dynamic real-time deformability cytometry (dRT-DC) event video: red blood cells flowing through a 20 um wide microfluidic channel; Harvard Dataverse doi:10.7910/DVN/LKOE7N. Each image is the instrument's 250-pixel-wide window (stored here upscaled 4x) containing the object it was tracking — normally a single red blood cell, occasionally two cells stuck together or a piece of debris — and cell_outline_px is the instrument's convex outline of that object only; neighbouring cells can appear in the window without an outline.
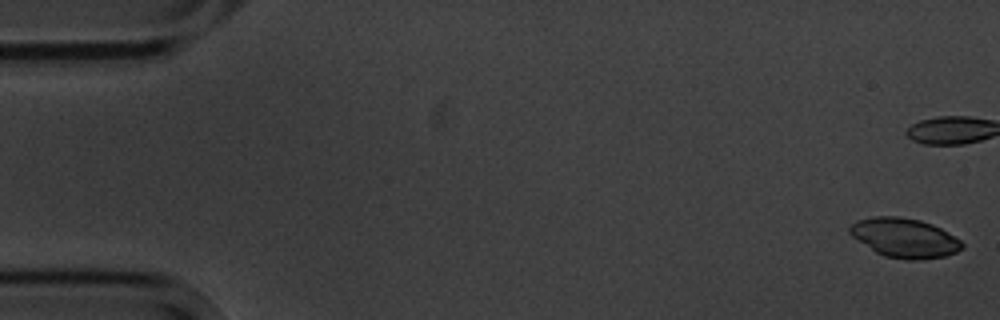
{"species": "common noctule bat (a hibernating species)", "species_latin": "Nyctalus noctula", "temperature_condition": "cold", "stored_images_in_passage": 7, "camera_frame_rate_fps": 3000, "um_per_image_px": 0.085, "animal": {"sex": "male", "body_mass_g": 20.1, "forearm_length_mm": 53.5}, "frame": {"image": 1, "passage_image": 1, "time_ms": 0.0, "image_size_px": [1000, 320], "cell_outline_px": [[964, 248], [956, 252], [944, 256], [920, 260], [908, 260], [884, 256], [876, 252], [852, 236], [848, 232], [848, 228], [856, 220], [872, 216], [896, 216], [920, 220], [932, 224], [940, 228], [960, 240], [964, 244]], "centroid_in_image_um": [76.87, 20.21], "position_along_channel_um": 8.1, "area_um2": 25.72}}
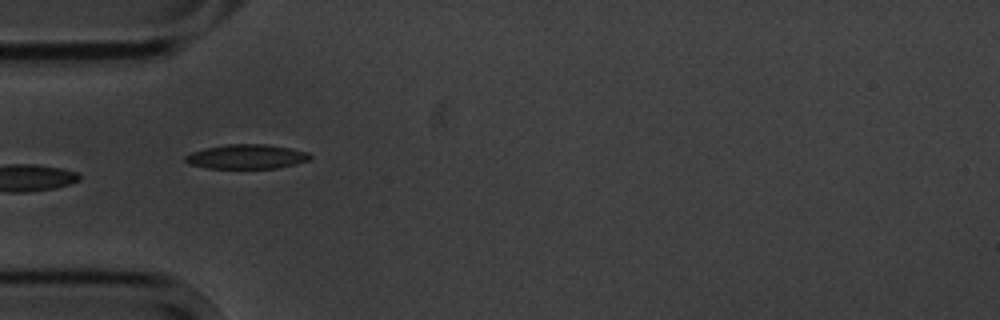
{"frame": {"image": 2, "passage_image": 6, "time_ms": 6.0, "image_size_px": [1000, 320], "cell_outline_px": [[312, 156], [308, 160], [296, 164], [276, 168], [208, 168], [188, 164], [184, 160], [184, 156], [192, 152], [208, 148], [228, 144], [268, 144], [308, 152]], "centroid_in_image_um": [20.96, 13.32], "position_along_channel_um": 64.0, "area_um2": 17.63}}
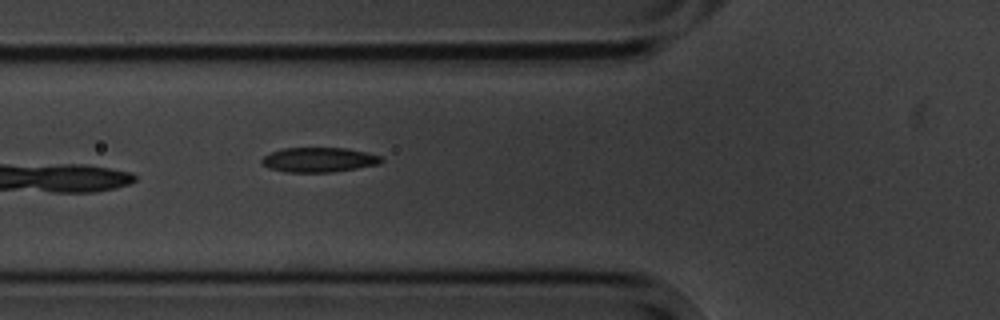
{"frame": {"image": 3, "passage_image": 7, "time_ms": 7.0, "image_size_px": [1000, 320], "cell_outline_px": [[384, 160], [380, 164], [356, 168], [328, 172], [288, 172], [268, 168], [260, 160], [264, 156], [272, 152], [284, 148], [344, 148], [364, 152], [380, 156]], "centroid_in_image_um": [27.1, 13.58], "position_along_channel_um": 98.7, "area_um2": 16.94}}